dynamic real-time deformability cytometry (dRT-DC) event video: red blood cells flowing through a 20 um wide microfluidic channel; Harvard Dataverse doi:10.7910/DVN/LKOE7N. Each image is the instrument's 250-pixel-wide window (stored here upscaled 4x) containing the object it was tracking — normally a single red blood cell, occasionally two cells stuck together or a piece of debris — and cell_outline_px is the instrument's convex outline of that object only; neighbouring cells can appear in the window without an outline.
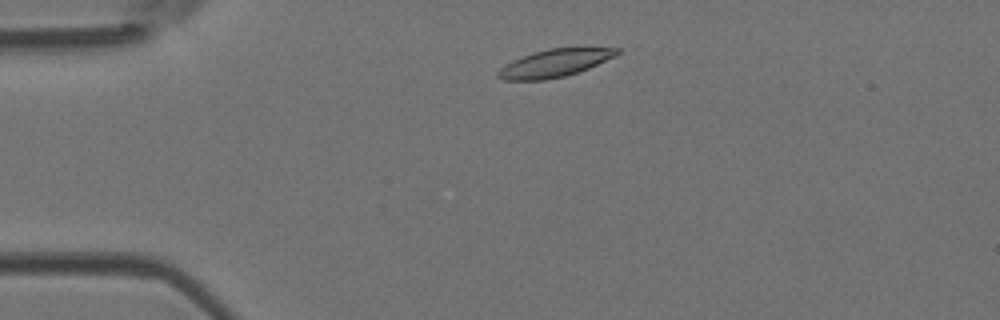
{"species": "Egyptian fruit bat (a non-hibernating species)", "species_latin": "Rousettus aegyptiacus", "temperature_condition": "room temperature", "stored_images_in_passage": 2, "camera_frame_rate_fps": 3000, "um_per_image_px": 0.085, "animal": {"sex": "female"}, "frame": {"image": 1, "passage_image": 1, "time_ms": 0.0, "image_size_px": [1000, 320], "cell_outline_px": [[620, 52], [616, 56], [588, 68], [564, 76], [544, 80], [504, 80], [496, 76], [496, 72], [504, 64], [512, 60], [548, 48], [620, 48]], "centroid_in_image_um": [47.11, 5.37], "position_along_channel_um": 37.9, "area_um2": 18.96}}